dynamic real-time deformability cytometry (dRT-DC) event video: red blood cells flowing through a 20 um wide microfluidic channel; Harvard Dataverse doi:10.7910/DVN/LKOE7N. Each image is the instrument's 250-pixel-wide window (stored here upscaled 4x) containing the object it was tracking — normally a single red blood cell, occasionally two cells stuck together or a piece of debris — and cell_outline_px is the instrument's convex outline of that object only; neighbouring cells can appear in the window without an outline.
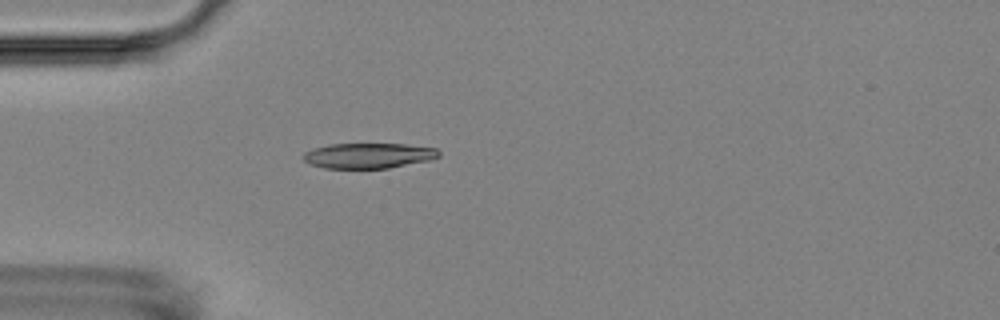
{"species": "Egyptian fruit bat (a non-hibernating species)", "species_latin": "Rousettus aegyptiacus", "temperature_condition": "room temperature", "stored_images_in_passage": 4, "camera_frame_rate_fps": 3000, "um_per_image_px": 0.085, "animal": {"sex": "female"}, "frame": {"image": 1, "passage_image": 4, "time_ms": 4.333, "image_size_px": [1000, 320], "cell_outline_px": [[440, 156], [432, 160], [388, 168], [324, 168], [312, 164], [304, 160], [300, 156], [304, 152], [312, 148], [328, 144], [404, 144], [436, 148], [440, 152]], "centroid_in_image_um": [31.32, 13.22], "position_along_channel_um": 53.7, "area_um2": 20.11}}